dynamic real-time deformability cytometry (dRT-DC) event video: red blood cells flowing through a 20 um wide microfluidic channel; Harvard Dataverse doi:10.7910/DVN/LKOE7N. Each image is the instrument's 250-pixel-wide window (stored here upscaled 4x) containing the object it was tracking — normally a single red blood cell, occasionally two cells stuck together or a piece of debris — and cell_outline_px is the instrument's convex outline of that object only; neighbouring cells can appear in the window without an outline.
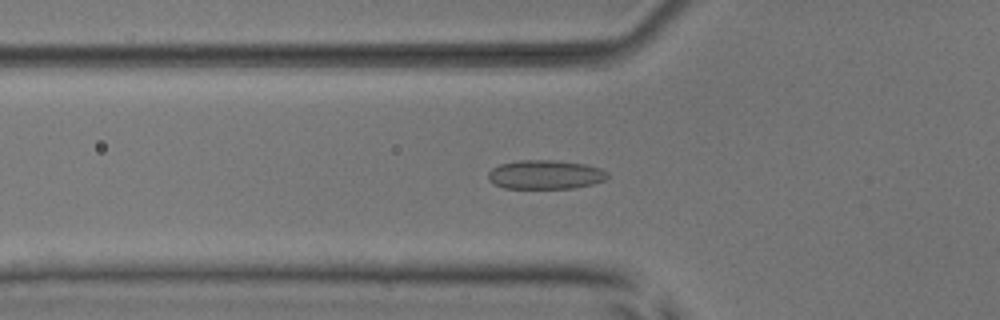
{"species": "common noctule bat (a hibernating species)", "species_latin": "Nyctalus noctula", "temperature_condition": "room temperature", "stored_images_in_passage": 48, "camera_frame_rate_fps": 3000, "um_per_image_px": 0.085, "animal": {"sex": "male", "body_mass_g": 17.9, "forearm_length_mm": 54.2}, "frame": {"image": 1, "passage_image": 14, "time_ms": 4.333, "image_size_px": [1000, 320], "cell_outline_px": [[608, 176], [604, 180], [592, 184], [572, 188], [504, 188], [488, 180], [488, 172], [492, 168], [500, 164], [520, 160], [556, 160], [584, 164], [600, 168], [608, 172]], "centroid_in_image_um": [46.34, 14.84], "position_along_channel_um": 79.5, "area_um2": 20.11}}
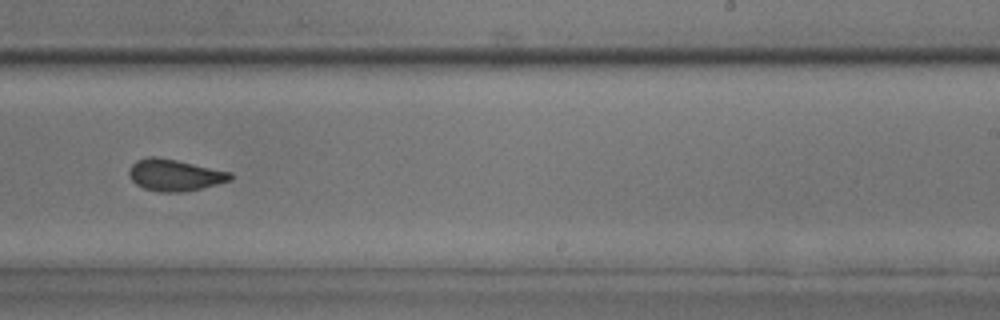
{"frame": {"image": 2, "passage_image": 29, "time_ms": 9.333, "image_size_px": [1000, 320], "cell_outline_px": [[232, 180], [200, 188], [180, 192], [160, 192], [144, 188], [136, 184], [132, 180], [128, 172], [132, 164], [136, 160], [148, 156], [156, 156], [176, 160], [232, 172]], "centroid_in_image_um": [14.83, 14.87], "position_along_channel_um": 274.2, "area_um2": 18.55}}
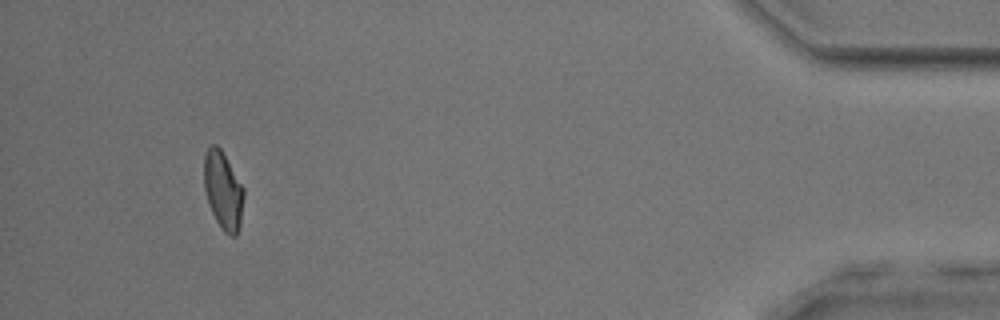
{"frame": {"image": 3, "passage_image": 45, "time_ms": 14.667, "image_size_px": [1000, 320], "cell_outline_px": [[244, 196], [240, 224], [236, 236], [228, 236], [224, 232], [216, 220], [208, 204], [204, 188], [204, 152], [212, 144], [216, 144], [220, 148], [244, 188]], "centroid_in_image_um": [18.95, 16.19], "position_along_channel_um": 416.2, "area_um2": 18.03}, "authors_computed_cell_mechanics": {"area_um2": 18.9584, "velocity_mm_per_s": 3.8978, "shape_relaxation_time_tau1_ms": 8.1108, "shape_relaxation_time_tau2_ms": 1.3678, "deformation_change_tau1": 0.1545, "deformation_change_tau2": 0.0646}}